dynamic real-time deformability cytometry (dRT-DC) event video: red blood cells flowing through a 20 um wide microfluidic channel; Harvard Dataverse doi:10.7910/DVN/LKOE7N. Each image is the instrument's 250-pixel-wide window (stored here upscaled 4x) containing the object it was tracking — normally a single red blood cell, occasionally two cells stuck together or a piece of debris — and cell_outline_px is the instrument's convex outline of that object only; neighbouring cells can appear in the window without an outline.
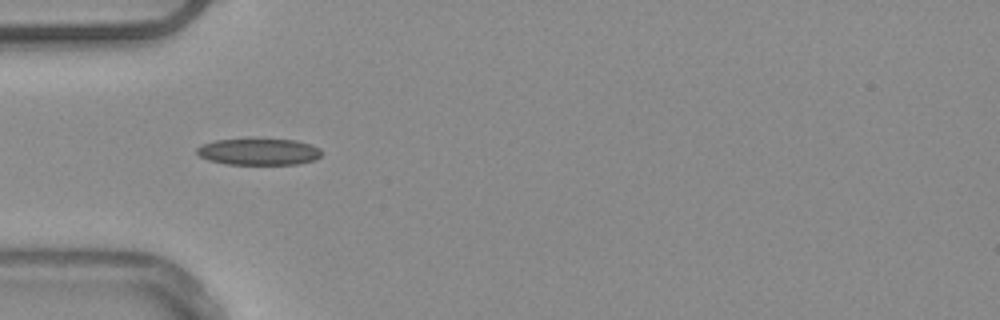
{"species": "common noctule bat (a hibernating species)", "species_latin": "Nyctalus noctula", "temperature_condition": "warm", "stored_images_in_passage": 15, "camera_frame_rate_fps": 3000, "um_per_image_px": 0.085, "animal": {"sex": "male", "body_mass_g": 20.4}, "frame": {"image": 1, "passage_image": 5, "time_ms": 1.333, "image_size_px": [1000, 320], "cell_outline_px": [[320, 156], [316, 160], [296, 164], [224, 164], [208, 160], [200, 156], [196, 152], [196, 148], [200, 144], [216, 140], [252, 136], [296, 140], [312, 144], [320, 148]], "centroid_in_image_um": [21.97, 12.84], "position_along_channel_um": 63.0, "area_um2": 20.35}}